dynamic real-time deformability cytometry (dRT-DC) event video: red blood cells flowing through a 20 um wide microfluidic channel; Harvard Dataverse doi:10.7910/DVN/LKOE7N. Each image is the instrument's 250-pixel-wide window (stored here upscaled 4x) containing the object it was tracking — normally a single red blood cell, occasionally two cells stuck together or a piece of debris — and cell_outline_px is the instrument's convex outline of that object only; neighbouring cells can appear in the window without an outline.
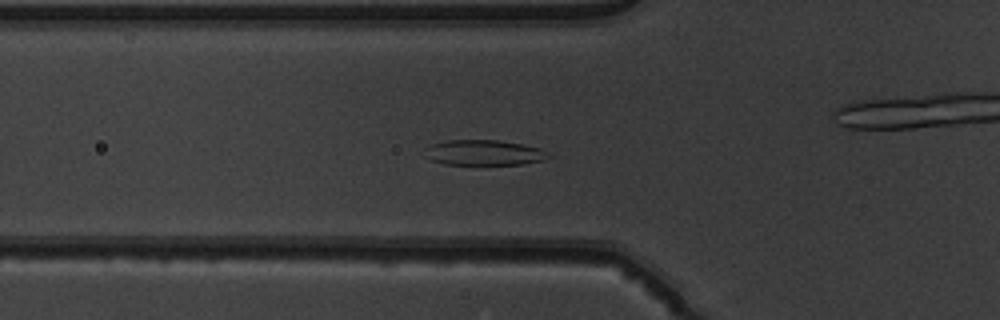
{"species": "common noctule bat (a hibernating species)", "species_latin": "Nyctalus noctula", "temperature_condition": "warm", "stored_images_in_passage": 53, "camera_frame_rate_fps": 3000, "um_per_image_px": 0.085, "animal": {"sex": "male", "body_mass_g": 19.5, "forearm_length_mm": 54.6}, "frame": {"image": 1, "passage_image": 19, "time_ms": 6.0, "image_size_px": [1000, 320], "cell_outline_px": [[552, 156], [544, 160], [524, 164], [444, 164], [432, 160], [424, 156], [424, 148], [428, 144], [448, 140], [496, 140], [524, 144], [540, 148], [548, 152]], "centroid_in_image_um": [41.12, 12.97], "position_along_channel_um": 84.7, "area_um2": 18.5}}
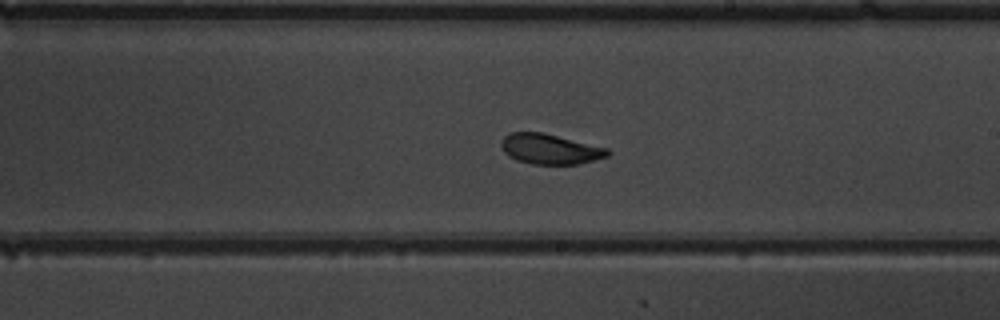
{"frame": {"image": 2, "passage_image": 31, "time_ms": 10.0, "image_size_px": [1000, 320], "cell_outline_px": [[612, 152], [608, 156], [580, 164], [532, 164], [516, 160], [508, 156], [504, 152], [500, 144], [500, 140], [508, 132], [540, 132], [608, 148]], "centroid_in_image_um": [46.72, 12.67], "position_along_channel_um": 242.3, "area_um2": 18.79}}
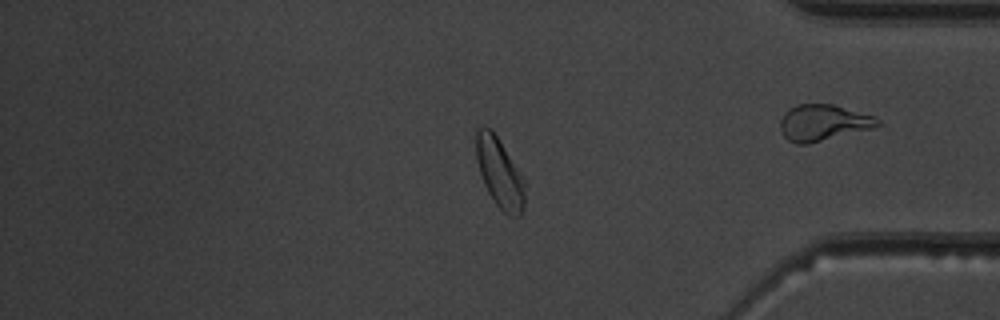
{"frame": {"image": 3, "passage_image": 44, "time_ms": 14.333, "image_size_px": [1000, 320], "cell_outline_px": [[524, 204], [520, 216], [508, 216], [496, 204], [488, 192], [484, 184], [476, 160], [476, 128], [492, 128], [524, 180]], "centroid_in_image_um": [42.45, 14.7], "position_along_channel_um": 392.8, "area_um2": 19.42}, "authors_computed_cell_mechanics": {"area_um2": 19.8832, "velocity_mm_per_s": 3.9484, "shape_relaxation_time_tau1_ms": 2.6469, "shape_relaxation_time_tau2_ms": 0.9948, "deformation_change_tau1": 0.1342, "deformation_change_tau2": 0.0523}}